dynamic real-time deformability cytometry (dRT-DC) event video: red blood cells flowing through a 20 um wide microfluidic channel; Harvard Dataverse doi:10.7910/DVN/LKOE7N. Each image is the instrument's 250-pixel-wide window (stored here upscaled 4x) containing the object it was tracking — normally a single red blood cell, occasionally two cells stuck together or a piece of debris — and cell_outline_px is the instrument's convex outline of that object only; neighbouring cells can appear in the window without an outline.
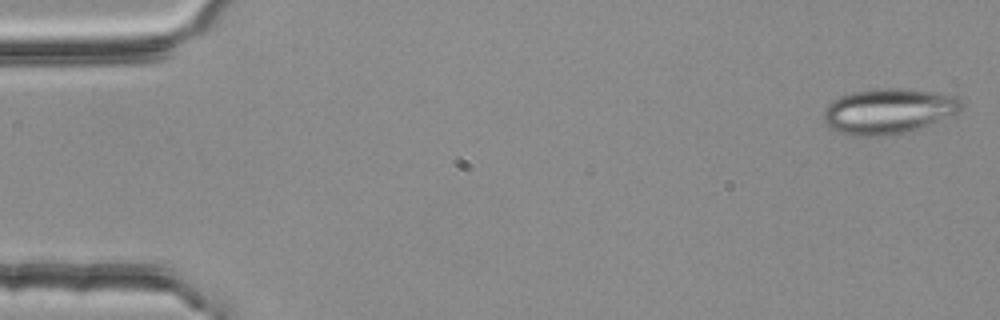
{"species": "common noctule bat (a hibernating species)", "species_latin": "Nyctalus noctula", "temperature_condition": "room temperature", "stored_images_in_passage": 53, "camera_frame_rate_fps": 3000, "um_per_image_px": 0.085, "animal": {"sex": "female", "body_mass_g": 25.1}, "frame": {"image": 1, "passage_image": 1, "time_ms": 0.0, "image_size_px": [1000, 320], "cell_outline_px": [[964, 104], [960, 112], [920, 128], [904, 132], [880, 136], [856, 136], [840, 132], [824, 124], [824, 108], [832, 100], [840, 96], [852, 92], [876, 88], [900, 88], [936, 92], [956, 96]], "centroid_in_image_um": [75.52, 9.43], "position_along_channel_um": 9.5, "area_um2": 36.47}}
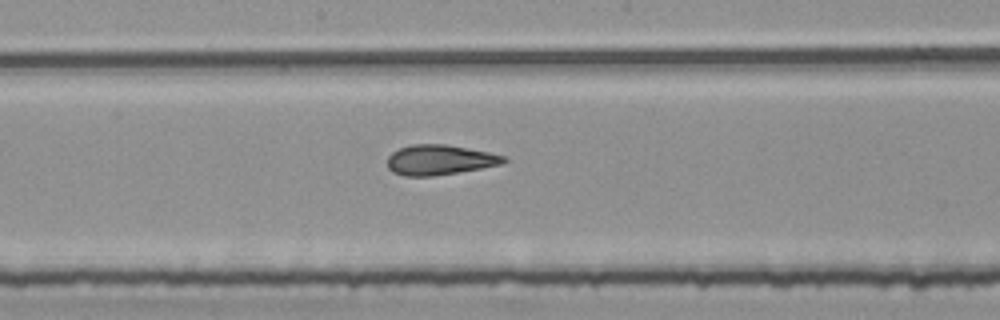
{"frame": {"image": 2, "passage_image": 28, "time_ms": 9.0, "image_size_px": [1000, 320], "cell_outline_px": [[508, 160], [500, 164], [480, 168], [432, 176], [404, 176], [392, 172], [388, 168], [388, 156], [392, 152], [400, 148], [412, 144], [448, 144], [488, 152], [504, 156]], "centroid_in_image_um": [37.33, 13.58], "position_along_channel_um": 210.9, "area_um2": 20.23}}
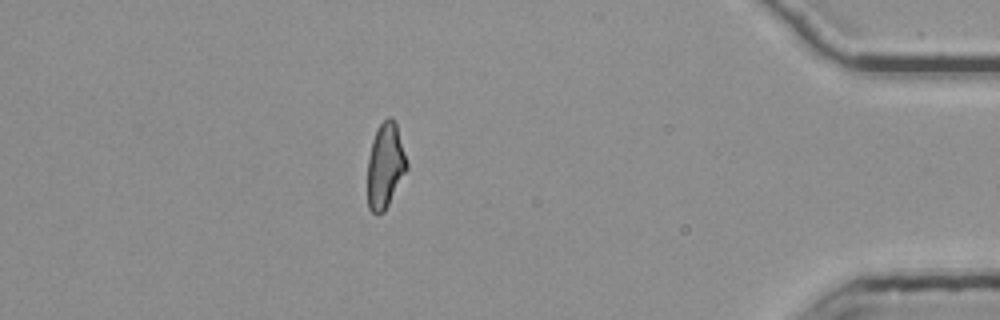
{"frame": {"image": 3, "passage_image": 47, "time_ms": 15.333, "image_size_px": [1000, 320], "cell_outline_px": [[408, 168], [384, 212], [376, 216], [368, 208], [368, 160], [372, 140], [376, 128], [388, 116], [392, 116], [396, 124], [408, 164]], "centroid_in_image_um": [32.74, 14.09], "position_along_channel_um": 402.5, "area_um2": 19.48}, "authors_computed_cell_mechanics": {"area_um2": 20.7502, "velocity_mm_per_s": 3.7801, "shape_relaxation_time_tau1_ms": null, "shape_relaxation_time_tau2_ms": 2.0273, "deformation_change_tau1": null, "deformation_change_tau2": 0.1122}}